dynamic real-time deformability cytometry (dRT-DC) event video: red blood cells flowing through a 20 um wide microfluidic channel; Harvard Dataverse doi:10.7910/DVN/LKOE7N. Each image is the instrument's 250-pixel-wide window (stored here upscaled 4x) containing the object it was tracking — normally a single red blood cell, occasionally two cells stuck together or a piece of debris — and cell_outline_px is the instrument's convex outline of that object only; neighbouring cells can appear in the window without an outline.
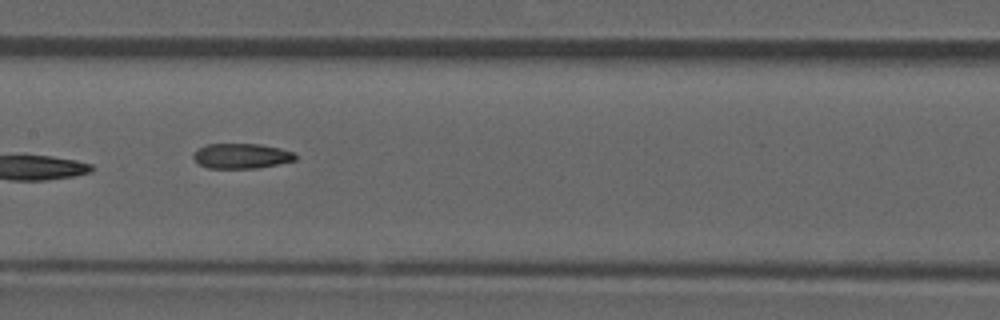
{"species": "common noctule bat (a hibernating species)", "species_latin": "Nyctalus noctula", "temperature_condition": "room temperature", "stored_images_in_passage": 8, "camera_frame_rate_fps": 3000, "um_per_image_px": 0.085, "animal": {"sex": "male", "forearm_length_mm": 52.5}, "frame": {"image": 1, "passage_image": 8, "time_ms": 2.333, "image_size_px": [1000, 320], "cell_outline_px": [[296, 160], [256, 168], [208, 168], [200, 164], [192, 156], [196, 148], [208, 144], [260, 144], [280, 148], [296, 152]], "centroid_in_image_um": [20.52, 13.24], "position_along_channel_um": 186.9, "area_um2": 14.91}}